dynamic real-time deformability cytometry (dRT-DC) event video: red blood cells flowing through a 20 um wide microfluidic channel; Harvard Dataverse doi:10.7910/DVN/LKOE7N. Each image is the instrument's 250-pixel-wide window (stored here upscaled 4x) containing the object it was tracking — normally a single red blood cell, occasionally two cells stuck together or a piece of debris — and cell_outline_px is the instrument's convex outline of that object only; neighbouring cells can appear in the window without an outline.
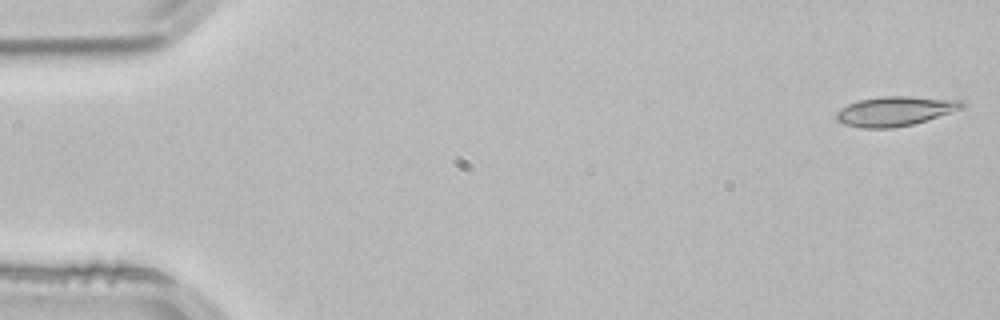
{"species": "common noctule bat (a hibernating species)", "species_latin": "Nyctalus noctula", "temperature_condition": "room temperature", "stored_images_in_passage": 52, "camera_frame_rate_fps": 3000, "um_per_image_px": 0.085, "animal": {"sex": "male", "body_mass_g": 21.5, "forearm_length_mm": 52.0}, "frame": {"image": 1, "passage_image": 1, "time_ms": 0.0, "image_size_px": [1000, 320], "cell_outline_px": [[964, 104], [960, 108], [912, 124], [892, 128], [860, 128], [844, 124], [836, 120], [836, 112], [840, 108], [848, 104], [860, 100], [884, 96], [908, 96], [964, 100]], "centroid_in_image_um": [76.0, 9.44], "position_along_channel_um": 9.0, "area_um2": 21.27}}
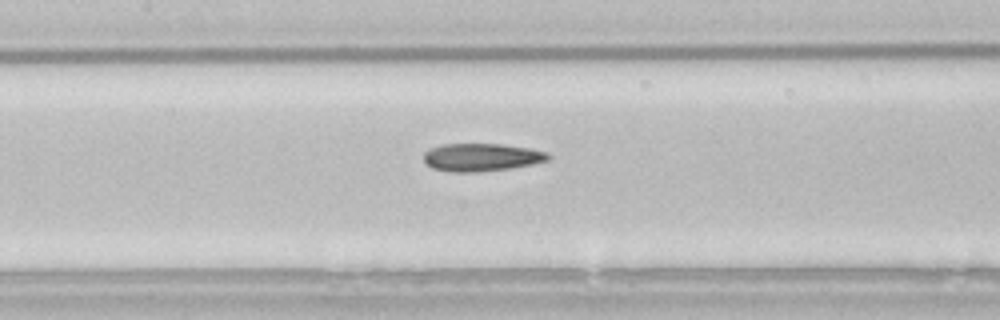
{"frame": {"image": 2, "passage_image": 24, "time_ms": 7.667, "image_size_px": [1000, 320], "cell_outline_px": [[552, 156], [548, 160], [532, 164], [508, 168], [480, 172], [448, 172], [432, 168], [424, 160], [424, 152], [440, 144], [504, 144], [528, 148], [548, 152]], "centroid_in_image_um": [40.93, 13.37], "position_along_channel_um": 166.5, "area_um2": 20.23}}
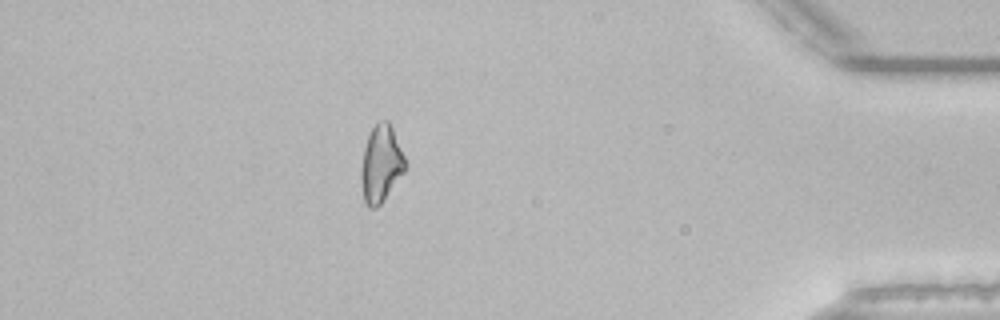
{"frame": {"image": 3, "passage_image": 46, "time_ms": 15.0, "image_size_px": [1000, 320], "cell_outline_px": [[408, 164], [404, 172], [380, 204], [376, 208], [368, 208], [364, 204], [360, 176], [360, 172], [364, 148], [368, 136], [376, 120], [388, 120], [392, 128]], "centroid_in_image_um": [32.37, 13.93], "position_along_channel_um": 402.8, "area_um2": 19.88}, "authors_computed_cell_mechanics": {"area_um2": 20.1433, "velocity_mm_per_s": 3.8454, "shape_relaxation_time_tau1_ms": 8.6523, "shape_relaxation_time_tau2_ms": 6.5262, "deformation_change_tau1": 0.1962, "deformation_change_tau2": 0.1735}}